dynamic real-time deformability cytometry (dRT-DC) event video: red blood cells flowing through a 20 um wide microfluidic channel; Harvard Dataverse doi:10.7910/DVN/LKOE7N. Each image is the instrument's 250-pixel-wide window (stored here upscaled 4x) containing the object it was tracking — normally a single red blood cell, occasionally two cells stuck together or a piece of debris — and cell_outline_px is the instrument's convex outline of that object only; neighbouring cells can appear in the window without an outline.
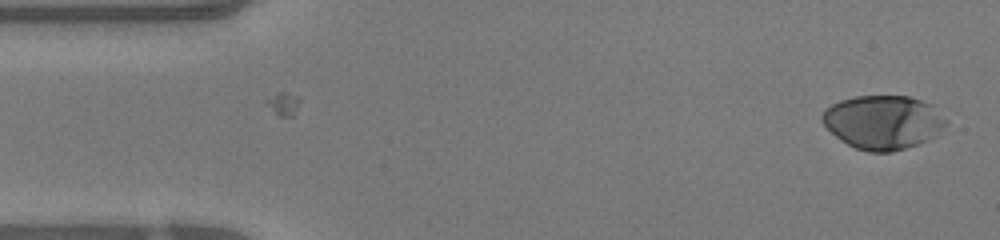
{"species": "human", "species_latin": "Homo sapiens", "temperature_condition": "warm", "stored_images_in_passage": 47, "camera_frame_rate_fps": 3000, "um_per_image_px": 0.085, "donor": {"sex": "female"}, "frame": {"image": 1, "passage_image": 1, "time_ms": 0.0, "image_size_px": [1000, 240], "cell_outline_px": [[944, 124], [936, 136], [928, 140], [892, 152], [868, 152], [856, 148], [840, 140], [820, 120], [820, 116], [824, 108], [840, 100], [856, 96], [908, 96], [932, 104], [944, 120]], "centroid_in_image_um": [75.0, 10.38], "position_along_channel_um": 10.0, "area_um2": 38.55}}
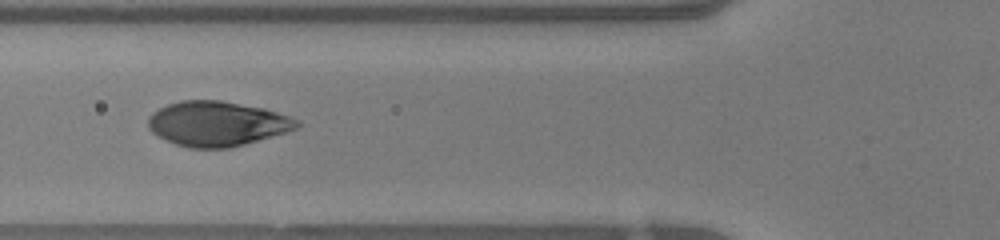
{"frame": {"image": 2, "passage_image": 16, "time_ms": 5.0, "image_size_px": [1000, 240], "cell_outline_px": [[300, 124], [296, 128], [272, 136], [244, 144], [228, 148], [188, 148], [176, 144], [152, 132], [148, 128], [148, 116], [152, 112], [168, 104], [180, 100], [220, 100], [264, 108], [288, 116], [296, 120]], "centroid_in_image_um": [18.41, 10.5], "position_along_channel_um": 107.4, "area_um2": 38.49}}
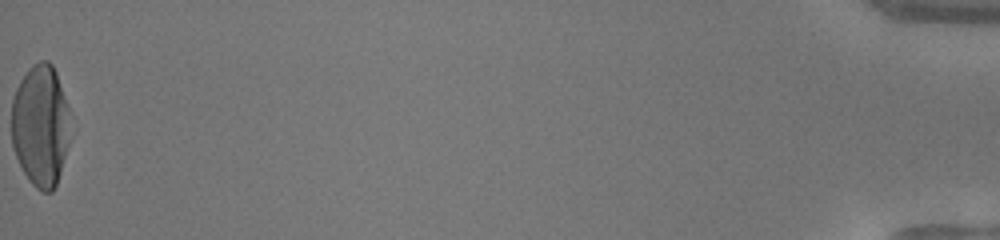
{"frame": {"image": 3, "passage_image": 47, "time_ms": 15.333, "image_size_px": [1000, 240], "cell_outline_px": [[72, 136], [56, 184], [52, 192], [44, 192], [36, 188], [28, 180], [16, 156], [12, 144], [12, 100], [16, 88], [20, 80], [28, 68], [32, 64], [40, 60], [48, 60], [52, 64], [56, 72], [68, 108]], "centroid_in_image_um": [3.46, 10.66], "position_along_channel_um": 431.7, "area_um2": 42.08}, "authors_computed_cell_mechanics": {"area_um2": 39.1306, "velocity_mm_per_s": 4.2199, "shape_relaxation_time_tau1_ms": 2.7271, "shape_relaxation_time_tau2_ms": null, "deformation_change_tau1": 0.2075, "deformation_change_tau2": null}}